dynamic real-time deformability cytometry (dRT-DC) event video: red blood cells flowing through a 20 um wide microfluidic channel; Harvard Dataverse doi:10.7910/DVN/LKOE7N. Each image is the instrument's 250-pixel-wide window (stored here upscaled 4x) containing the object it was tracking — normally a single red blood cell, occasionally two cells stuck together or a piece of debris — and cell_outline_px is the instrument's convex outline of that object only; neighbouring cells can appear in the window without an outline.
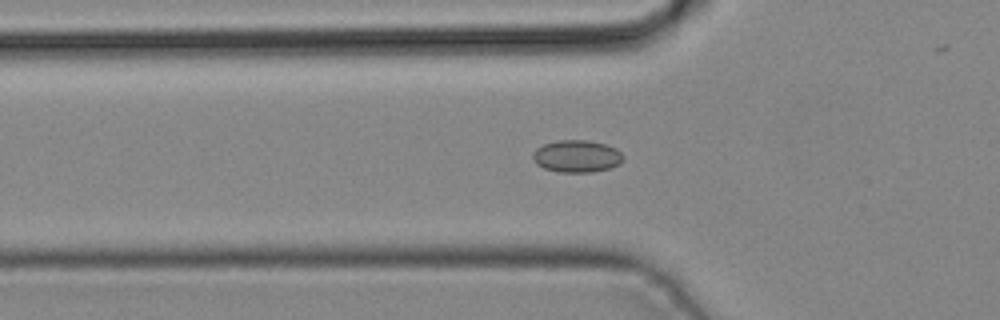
{"species": "common noctule bat (a hibernating species)", "species_latin": "Nyctalus noctula", "temperature_condition": "cold", "stored_images_in_passage": 42, "camera_frame_rate_fps": 3000, "um_per_image_px": 0.085, "animal": {"sex": "male", "body_mass_g": 19.2, "forearm_length_mm": 51.8}, "frame": {"image": 1, "passage_image": 15, "time_ms": 4.667, "image_size_px": [1000, 320], "cell_outline_px": [[624, 160], [620, 164], [608, 168], [592, 172], [556, 172], [544, 168], [536, 164], [532, 160], [532, 152], [536, 148], [544, 144], [556, 140], [588, 140], [604, 144], [616, 148], [624, 156]], "centroid_in_image_um": [49.0, 13.28], "position_along_channel_um": 76.8, "area_um2": 17.17}}
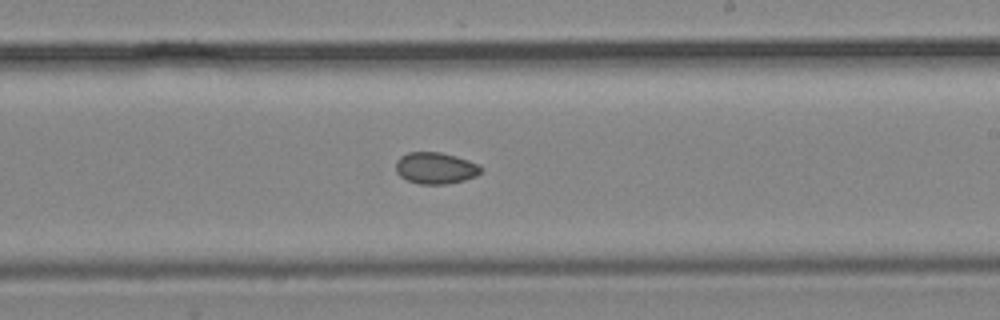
{"frame": {"image": 2, "passage_image": 26, "time_ms": 8.333, "image_size_px": [1000, 320], "cell_outline_px": [[484, 168], [476, 176], [464, 180], [444, 184], [420, 184], [408, 180], [400, 176], [396, 172], [396, 160], [400, 156], [408, 152], [440, 152], [456, 156], [468, 160]], "centroid_in_image_um": [37.0, 14.28], "position_along_channel_um": 252.0, "area_um2": 15.61}}
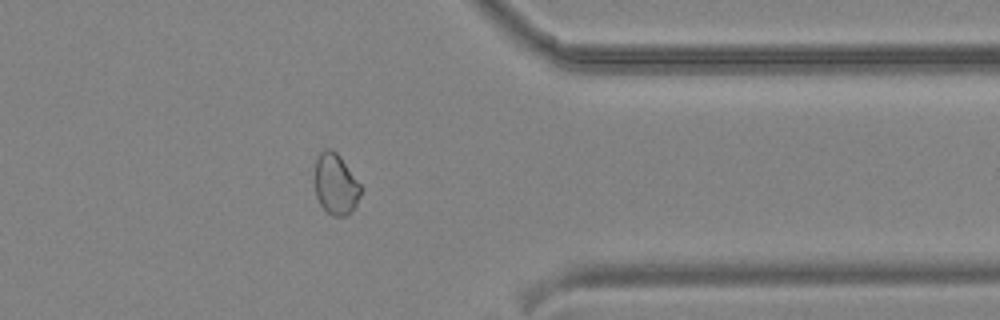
{"frame": {"image": 3, "passage_image": 35, "time_ms": 11.333, "image_size_px": [1000, 320], "cell_outline_px": [[364, 188], [352, 212], [344, 216], [332, 216], [320, 204], [316, 196], [316, 156], [324, 148], [332, 148], [340, 156]], "centroid_in_image_um": [28.56, 15.64], "position_along_channel_um": 382.8, "area_um2": 16.47}}